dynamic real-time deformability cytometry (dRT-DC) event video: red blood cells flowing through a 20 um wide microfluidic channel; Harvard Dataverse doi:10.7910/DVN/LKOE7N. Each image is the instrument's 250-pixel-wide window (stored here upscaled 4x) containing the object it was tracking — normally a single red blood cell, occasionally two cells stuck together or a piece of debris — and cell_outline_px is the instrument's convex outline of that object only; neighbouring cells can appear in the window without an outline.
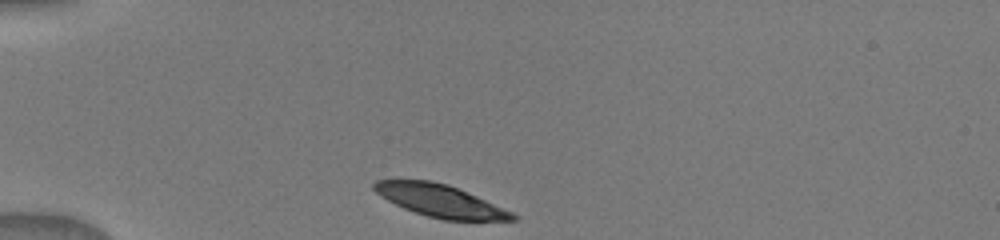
{"species": "human", "species_latin": "Homo sapiens", "temperature_condition": "warm", "stored_images_in_passage": 5, "camera_frame_rate_fps": 3000, "um_per_image_px": 0.085, "donor": {"sex": "male"}, "frame": {"image": 1, "passage_image": 1, "time_ms": 0.0, "image_size_px": [1000, 240], "cell_outline_px": [[520, 216], [516, 220], [444, 220], [428, 216], [404, 208], [380, 196], [372, 188], [372, 184], [376, 180], [432, 180], [448, 184], [476, 196], [512, 212]], "centroid_in_image_um": [37.41, 17.06], "position_along_channel_um": 47.6, "area_um2": 25.84}}
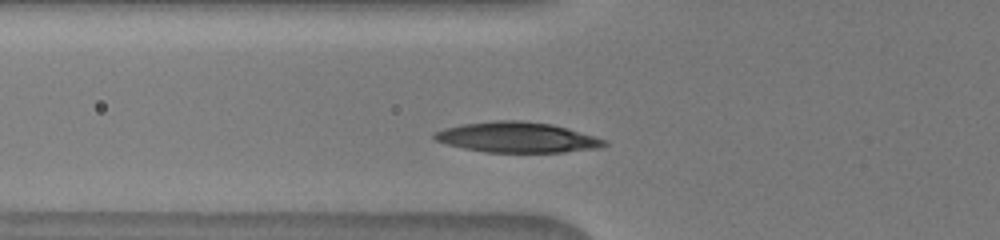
{"frame": {"image": 2, "passage_image": 4, "time_ms": 1.667, "image_size_px": [1000, 240], "cell_outline_px": [[608, 144], [600, 148], [564, 152], [484, 152], [464, 148], [448, 144], [436, 140], [432, 136], [432, 132], [444, 128], [460, 124], [492, 120], [520, 120], [552, 124], [568, 128], [608, 140]], "centroid_in_image_um": [43.96, 11.66], "position_along_channel_um": 81.8, "area_um2": 30.35}}